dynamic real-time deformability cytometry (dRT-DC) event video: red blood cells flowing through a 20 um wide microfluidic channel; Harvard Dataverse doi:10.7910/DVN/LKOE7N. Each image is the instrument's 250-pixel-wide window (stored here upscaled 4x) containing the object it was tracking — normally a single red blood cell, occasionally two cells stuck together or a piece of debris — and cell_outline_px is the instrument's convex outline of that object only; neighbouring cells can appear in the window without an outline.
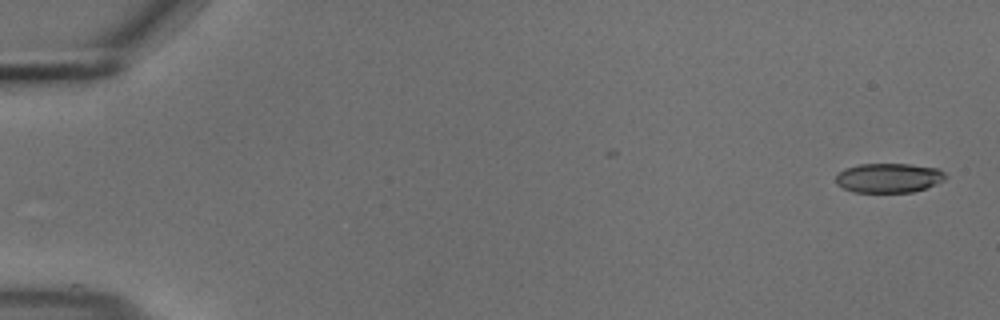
{"species": "common noctule bat (a hibernating species)", "species_latin": "Nyctalus noctula", "temperature_condition": "cold", "stored_images_in_passage": 54, "camera_frame_rate_fps": 3000, "um_per_image_px": 0.085, "animal": {"sex": "male", "body_mass_g": 18.8}, "frame": {"image": 1, "passage_image": 1, "time_ms": 0.0, "image_size_px": [1000, 320], "cell_outline_px": [[948, 176], [944, 180], [936, 184], [912, 192], [852, 192], [836, 184], [836, 176], [844, 168], [860, 164], [908, 164], [936, 168], [944, 172]], "centroid_in_image_um": [75.53, 15.12], "position_along_channel_um": 9.5, "area_um2": 18.79}}
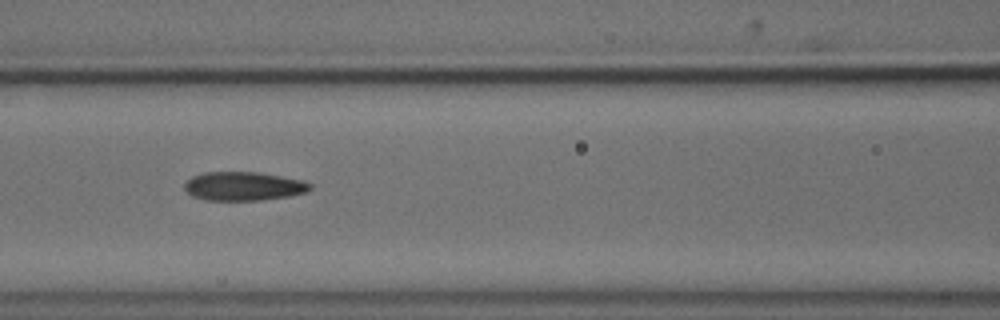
{"frame": {"image": 2, "passage_image": 24, "time_ms": 7.667, "image_size_px": [1000, 320], "cell_outline_px": [[312, 188], [308, 192], [288, 196], [264, 200], [204, 200], [192, 196], [184, 188], [184, 184], [192, 176], [204, 172], [260, 172], [304, 180], [312, 184]], "centroid_in_image_um": [20.73, 15.82], "position_along_channel_um": 145.9, "area_um2": 21.27}}
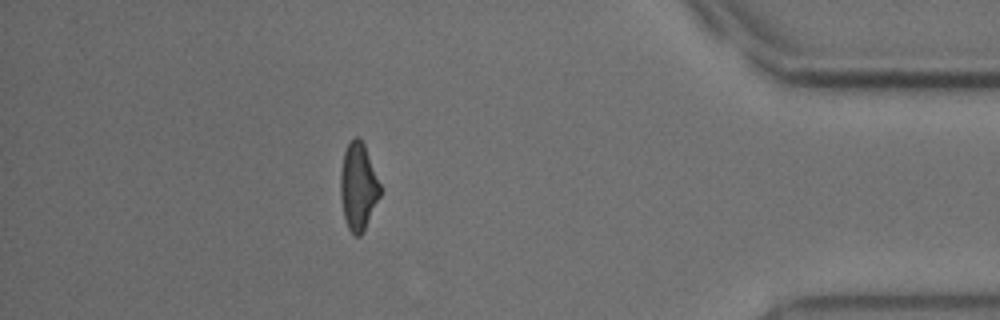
{"frame": {"image": 3, "passage_image": 48, "time_ms": 15.667, "image_size_px": [1000, 320], "cell_outline_px": [[380, 196], [364, 232], [360, 236], [356, 236], [348, 228], [344, 216], [340, 196], [340, 172], [344, 152], [348, 144], [356, 136], [364, 144], [380, 184]], "centroid_in_image_um": [30.44, 15.89], "position_along_channel_um": 404.8, "area_um2": 20.0}, "authors_computed_cell_mechanics": {"area_um2": 20.7791, "velocity_mm_per_s": 3.7131, "shape_relaxation_time_tau1_ms": null, "shape_relaxation_time_tau2_ms": 2.4714, "deformation_change_tau1": null, "deformation_change_tau2": 0.0929}}